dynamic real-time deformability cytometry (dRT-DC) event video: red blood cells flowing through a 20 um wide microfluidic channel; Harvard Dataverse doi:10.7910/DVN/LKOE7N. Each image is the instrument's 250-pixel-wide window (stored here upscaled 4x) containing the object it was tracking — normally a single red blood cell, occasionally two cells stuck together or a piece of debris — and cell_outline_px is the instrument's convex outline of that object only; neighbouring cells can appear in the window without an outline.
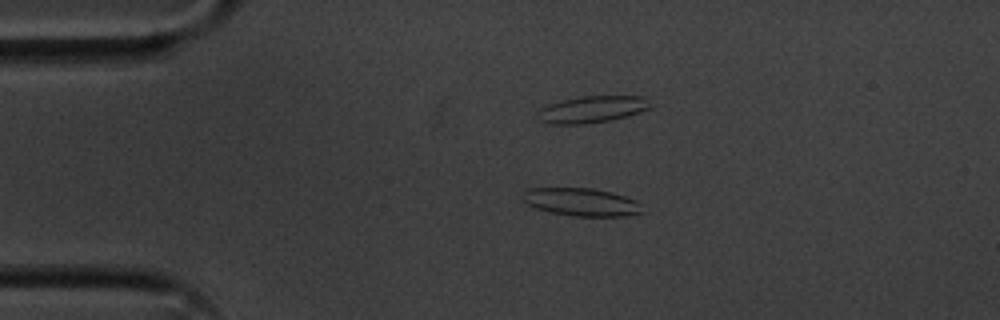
{"species": "common noctule bat (a hibernating species)", "species_latin": "Nyctalus noctula", "temperature_condition": "cold", "stored_images_in_passage": 48, "camera_frame_rate_fps": 3000, "um_per_image_px": 0.085, "animal": {"sex": "male", "body_mass_g": 20.1, "forearm_length_mm": 53.5}, "frame": {"image": 1, "passage_image": 11, "time_ms": 3.333, "image_size_px": [1000, 320], "cell_outline_px": [[644, 212], [624, 216], [576, 216], [552, 212], [536, 208], [528, 204], [524, 200], [524, 192], [528, 188], [592, 188], [612, 192], [636, 200], [640, 204]], "centroid_in_image_um": [49.46, 17.17], "position_along_channel_um": 35.5, "area_um2": 19.25}}